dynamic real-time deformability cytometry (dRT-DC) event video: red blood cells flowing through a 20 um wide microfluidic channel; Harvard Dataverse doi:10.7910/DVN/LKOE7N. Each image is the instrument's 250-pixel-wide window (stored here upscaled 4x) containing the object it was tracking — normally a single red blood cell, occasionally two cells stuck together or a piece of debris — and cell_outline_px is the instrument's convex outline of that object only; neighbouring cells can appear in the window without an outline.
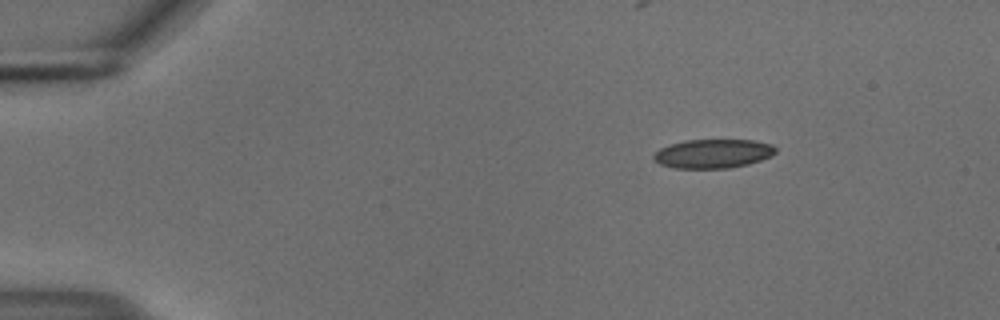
{"species": "common noctule bat (a hibernating species)", "species_latin": "Nyctalus noctula", "temperature_condition": "cold", "stored_images_in_passage": 47, "camera_frame_rate_fps": 3000, "um_per_image_px": 0.085, "animal": {"sex": "male", "body_mass_g": 18.8}, "frame": {"image": 1, "passage_image": 1, "time_ms": 0.0, "image_size_px": [1000, 320], "cell_outline_px": [[776, 152], [772, 156], [748, 164], [728, 168], [672, 168], [660, 164], [652, 160], [652, 156], [660, 148], [684, 140], [752, 140], [772, 144], [776, 148]], "centroid_in_image_um": [60.6, 13.06], "position_along_channel_um": 24.4, "area_um2": 20.63}}
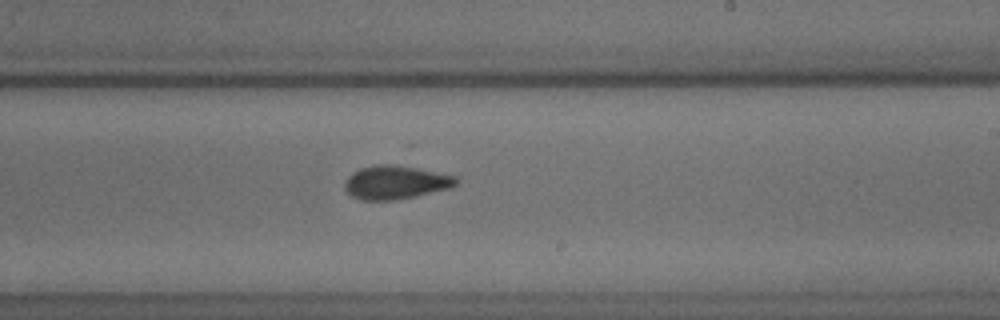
{"frame": {"image": 2, "passage_image": 26, "time_ms": 8.333, "image_size_px": [1000, 320], "cell_outline_px": [[460, 180], [452, 188], [416, 196], [392, 200], [360, 200], [352, 196], [344, 188], [344, 180], [352, 172], [360, 168], [376, 164], [392, 164], [416, 168], [456, 176]], "centroid_in_image_um": [33.61, 15.5], "position_along_channel_um": 255.4, "area_um2": 21.91}}
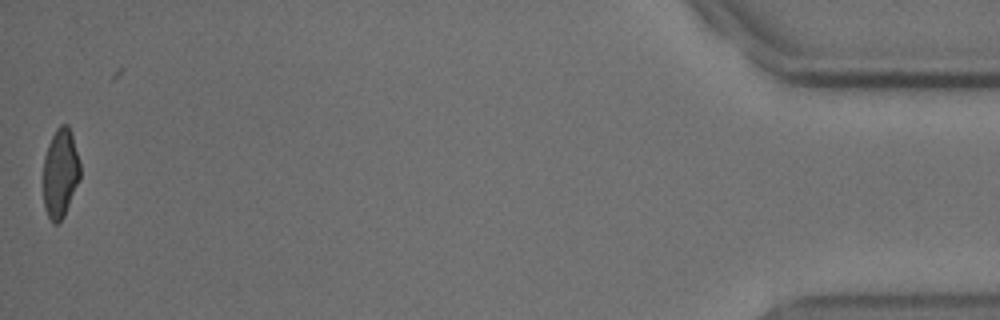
{"frame": {"image": 3, "passage_image": 47, "time_ms": 15.333, "image_size_px": [1000, 320], "cell_outline_px": [[80, 180], [64, 216], [56, 224], [52, 224], [44, 208], [44, 156], [48, 144], [56, 128], [60, 124], [68, 124], [72, 132], [80, 164]], "centroid_in_image_um": [5.14, 14.7], "position_along_channel_um": 430.1, "area_um2": 19.31}, "authors_computed_cell_mechanics": {"area_um2": 21.2126, "velocity_mm_per_s": 3.7388, "shape_relaxation_time_tau1_ms": 4.4077, "shape_relaxation_time_tau2_ms": 2.0495, "deformation_change_tau1": 0.1195, "deformation_change_tau2": 0.0821}}